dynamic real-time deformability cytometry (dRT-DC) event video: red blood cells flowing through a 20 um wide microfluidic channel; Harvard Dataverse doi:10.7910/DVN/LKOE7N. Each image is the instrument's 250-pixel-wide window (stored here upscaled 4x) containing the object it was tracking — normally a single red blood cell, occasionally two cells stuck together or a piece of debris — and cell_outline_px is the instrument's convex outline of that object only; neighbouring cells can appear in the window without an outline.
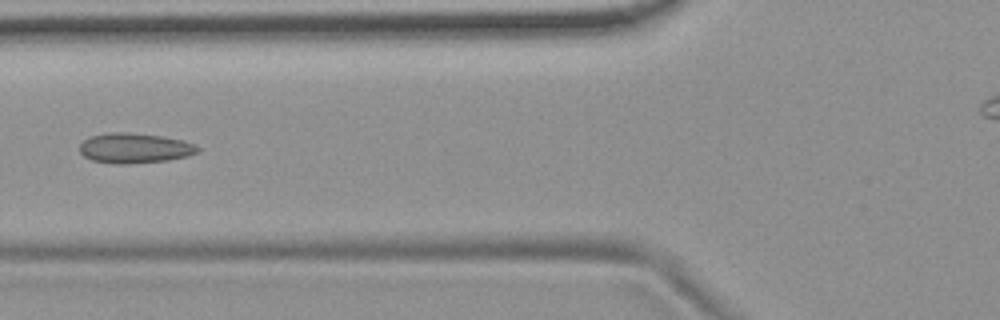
{"species": "common noctule bat (a hibernating species)", "species_latin": "Nyctalus noctula", "temperature_condition": "room temperature", "stored_images_in_passage": 6, "camera_frame_rate_fps": 3000, "um_per_image_px": 0.085, "animal": {"sex": "female", "body_mass_g": 19.9}, "frame": {"image": 1, "passage_image": 6, "time_ms": 1.667, "image_size_px": [1000, 320], "cell_outline_px": [[200, 152], [188, 156], [168, 160], [128, 164], [112, 164], [92, 160], [84, 156], [80, 152], [80, 144], [88, 136], [108, 132], [128, 132], [160, 136], [184, 140], [200, 148]], "centroid_in_image_um": [11.43, 12.59], "position_along_channel_um": 114.4, "area_um2": 20.87}}